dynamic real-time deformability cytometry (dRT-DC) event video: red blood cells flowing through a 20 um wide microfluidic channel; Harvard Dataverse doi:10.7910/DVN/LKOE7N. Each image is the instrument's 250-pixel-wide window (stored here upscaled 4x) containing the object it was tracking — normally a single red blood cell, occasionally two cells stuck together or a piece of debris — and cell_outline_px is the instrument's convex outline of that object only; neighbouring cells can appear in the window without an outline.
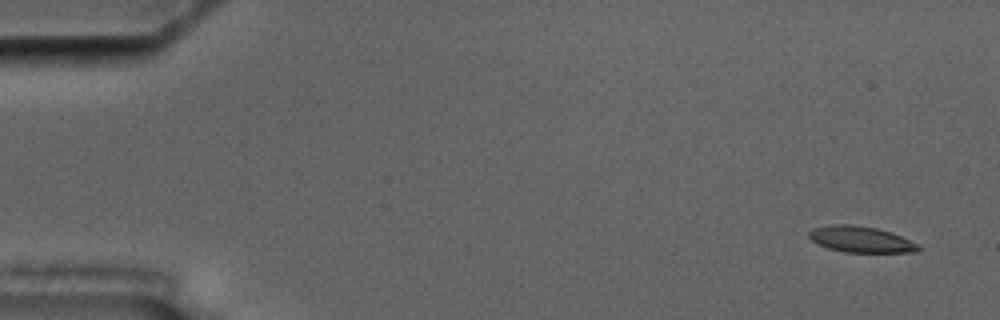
{"species": "common noctule bat (a hibernating species)", "species_latin": "Nyctalus noctula", "temperature_condition": "cold", "stored_images_in_passage": 5, "camera_frame_rate_fps": 3000, "um_per_image_px": 0.085, "animal": {"sex": "male", "body_mass_g": 17.5, "forearm_length_mm": 52.3}, "frame": {"image": 1, "passage_image": 1, "time_ms": 0.0, "image_size_px": [1000, 320], "cell_outline_px": [[920, 248], [916, 252], [844, 252], [828, 248], [812, 240], [808, 236], [808, 232], [812, 228], [832, 224], [852, 224], [876, 228], [892, 232], [920, 244]], "centroid_in_image_um": [73.18, 20.34], "position_along_channel_um": 11.8, "area_um2": 16.7}}